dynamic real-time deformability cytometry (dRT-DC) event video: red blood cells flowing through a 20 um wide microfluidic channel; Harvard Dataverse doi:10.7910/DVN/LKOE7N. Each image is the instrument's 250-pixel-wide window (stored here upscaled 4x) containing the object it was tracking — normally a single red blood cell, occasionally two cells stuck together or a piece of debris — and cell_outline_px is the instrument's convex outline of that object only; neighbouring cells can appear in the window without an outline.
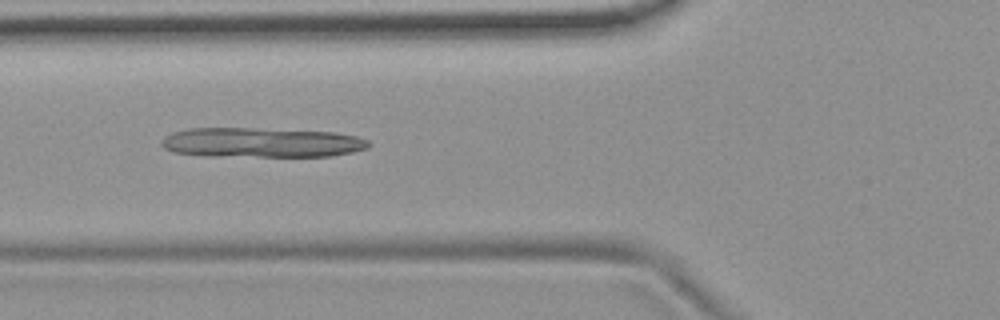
{"species": "common noctule bat (a hibernating species)", "species_latin": "Nyctalus noctula", "temperature_condition": "room temperature", "stored_images_in_passage": 6, "camera_frame_rate_fps": 3000, "um_per_image_px": 0.085, "animal": {"sex": "female", "body_mass_g": 19.9}, "frame": {"image": 1, "passage_image": 5, "time_ms": 1.333, "image_size_px": [1000, 320], "cell_outline_px": [[372, 144], [368, 148], [352, 152], [332, 156], [208, 156], [172, 152], [164, 148], [160, 144], [160, 140], [164, 136], [172, 132], [188, 128], [256, 128], [332, 132], [356, 136], [368, 140]], "centroid_in_image_um": [22.19, 12.11], "position_along_channel_um": 103.6, "area_um2": 36.18}}
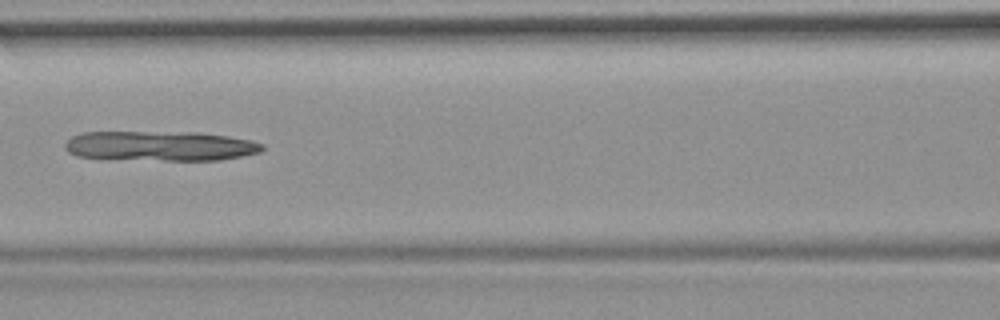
{"frame": {"image": 2, "passage_image": 6, "time_ms": 1.667, "image_size_px": [1000, 320], "cell_outline_px": [[264, 148], [260, 152], [220, 160], [164, 160], [76, 156], [68, 152], [64, 148], [64, 144], [72, 136], [84, 132], [200, 132], [228, 136], [252, 140], [264, 144]], "centroid_in_image_um": [13.66, 12.39], "position_along_channel_um": 152.9, "area_um2": 34.16}}